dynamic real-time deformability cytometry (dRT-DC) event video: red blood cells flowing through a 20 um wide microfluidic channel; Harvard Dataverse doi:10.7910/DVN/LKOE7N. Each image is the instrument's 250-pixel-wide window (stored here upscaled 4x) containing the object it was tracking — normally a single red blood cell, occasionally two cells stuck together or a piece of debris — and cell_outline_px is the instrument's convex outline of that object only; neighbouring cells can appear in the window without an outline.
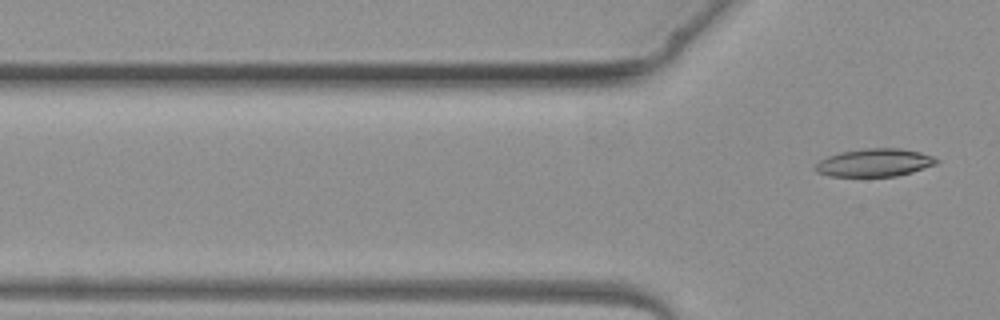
{"species": "common noctule bat (a hibernating species)", "species_latin": "Nyctalus noctula", "temperature_condition": "warm", "stored_images_in_passage": 4, "camera_frame_rate_fps": 3000, "um_per_image_px": 0.085, "animal": {"sex": "female", "body_mass_g": 19.3, "forearm_length_mm": 54.1}, "frame": {"image": 1, "passage_image": 4, "time_ms": 4.667, "image_size_px": [1000, 320], "cell_outline_px": [[940, 160], [936, 164], [912, 172], [896, 176], [828, 176], [816, 172], [812, 168], [820, 160], [828, 156], [840, 152], [864, 148], [900, 148], [920, 152], [932, 156]], "centroid_in_image_um": [74.31, 13.82], "position_along_channel_um": 51.5, "area_um2": 19.77}}